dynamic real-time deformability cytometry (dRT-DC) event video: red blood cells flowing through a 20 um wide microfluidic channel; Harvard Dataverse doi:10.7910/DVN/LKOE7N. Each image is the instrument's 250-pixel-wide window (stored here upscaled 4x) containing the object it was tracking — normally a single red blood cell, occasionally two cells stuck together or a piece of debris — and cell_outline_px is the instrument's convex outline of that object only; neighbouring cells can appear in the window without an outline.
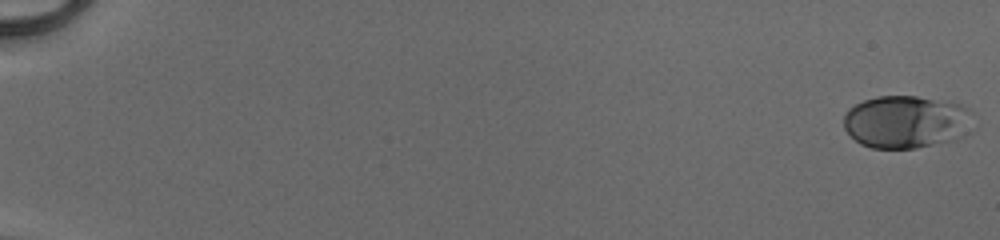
{"species": "human", "species_latin": "Homo sapiens", "temperature_condition": "cold", "stored_images_in_passage": 52, "camera_frame_rate_fps": 3000, "um_per_image_px": 0.085, "donor": {"sex": "male"}, "frame": {"image": 1, "passage_image": 1, "time_ms": 0.0, "image_size_px": [1000, 240], "cell_outline_px": [[972, 132], [956, 140], [916, 148], [872, 148], [860, 144], [844, 128], [844, 116], [848, 108], [864, 100], [876, 96], [916, 96], [960, 104], [968, 108], [972, 112]], "centroid_in_image_um": [77.07, 10.36], "position_along_channel_um": 7.9, "area_um2": 40.17}}
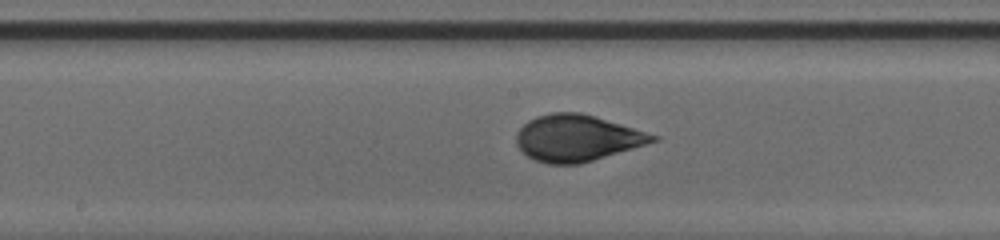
{"frame": {"image": 2, "passage_image": 30, "time_ms": 9.667, "image_size_px": [1000, 240], "cell_outline_px": [[660, 140], [580, 164], [548, 164], [536, 160], [528, 156], [516, 144], [516, 132], [528, 120], [536, 116], [552, 112], [580, 112], [596, 116], [660, 136]], "centroid_in_image_um": [49.05, 11.72], "position_along_channel_um": 199.1, "area_um2": 36.93}}
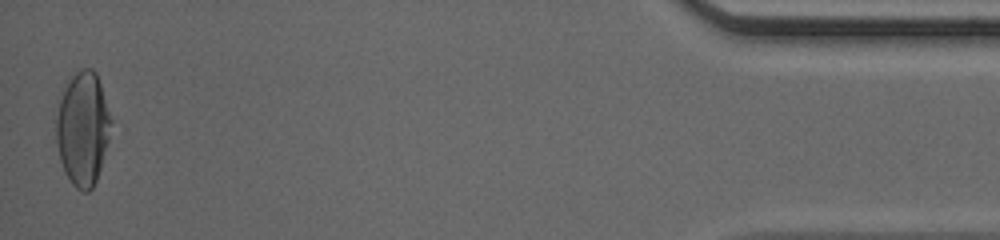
{"frame": {"image": 3, "passage_image": 52, "time_ms": 17.0, "image_size_px": [1000, 240], "cell_outline_px": [[112, 120], [108, 140], [100, 168], [96, 180], [92, 188], [88, 192], [80, 192], [72, 184], [64, 172], [60, 160], [56, 140], [56, 120], [60, 100], [64, 88], [68, 80], [80, 68], [92, 68], [96, 72]], "centroid_in_image_um": [7.03, 10.94], "position_along_channel_um": 428.2, "area_um2": 36.13}, "authors_computed_cell_mechanics": {"area_um2": 36.5585, "velocity_mm_per_s": 4.1371, "shape_relaxation_time_tau1_ms": 4.2616, "shape_relaxation_time_tau2_ms": null, "deformation_change_tau1": 0.1803, "deformation_change_tau2": null}}